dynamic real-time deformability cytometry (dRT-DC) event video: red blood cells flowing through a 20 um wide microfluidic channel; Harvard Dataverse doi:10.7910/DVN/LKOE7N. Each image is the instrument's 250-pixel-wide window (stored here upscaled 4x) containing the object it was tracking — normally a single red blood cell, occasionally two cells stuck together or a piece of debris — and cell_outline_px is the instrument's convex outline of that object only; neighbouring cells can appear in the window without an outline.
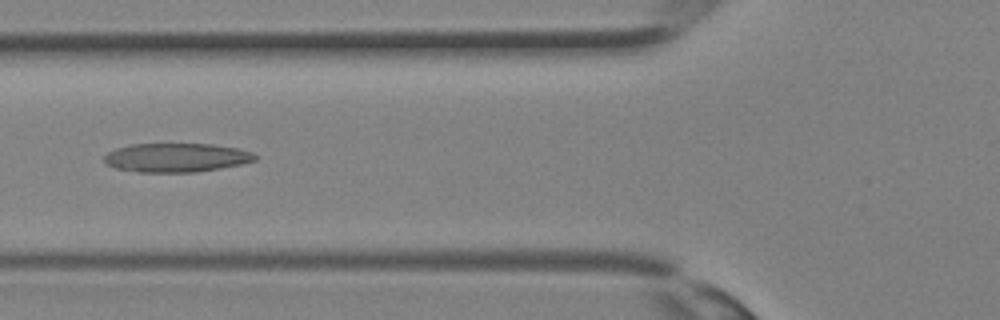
{"species": "Egyptian fruit bat (a non-hibernating species)", "species_latin": "Rousettus aegyptiacus", "temperature_condition": "room temperature", "stored_images_in_passage": 26, "camera_frame_rate_fps": 3000, "um_per_image_px": 0.085, "animal": {"sex": "female"}, "frame": {"image": 1, "passage_image": 9, "time_ms": 2.667, "image_size_px": [1000, 320], "cell_outline_px": [[256, 160], [240, 164], [220, 168], [196, 172], [136, 172], [116, 168], [108, 164], [104, 160], [104, 156], [108, 152], [116, 148], [132, 144], [212, 144], [236, 148], [252, 152], [256, 156]], "centroid_in_image_um": [14.97, 13.4], "position_along_channel_um": 110.8, "area_um2": 25.26}}
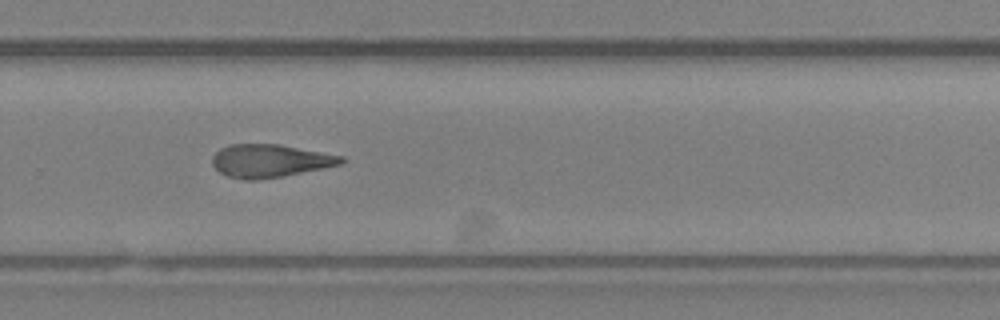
{"frame": {"image": 2, "passage_image": 19, "time_ms": 6.0, "image_size_px": [1000, 320], "cell_outline_px": [[344, 160], [340, 164], [284, 176], [256, 180], [244, 180], [228, 176], [220, 172], [212, 164], [212, 156], [220, 148], [228, 144], [280, 144], [344, 156]], "centroid_in_image_um": [22.91, 13.66], "position_along_channel_um": 306.9, "area_um2": 24.74}}
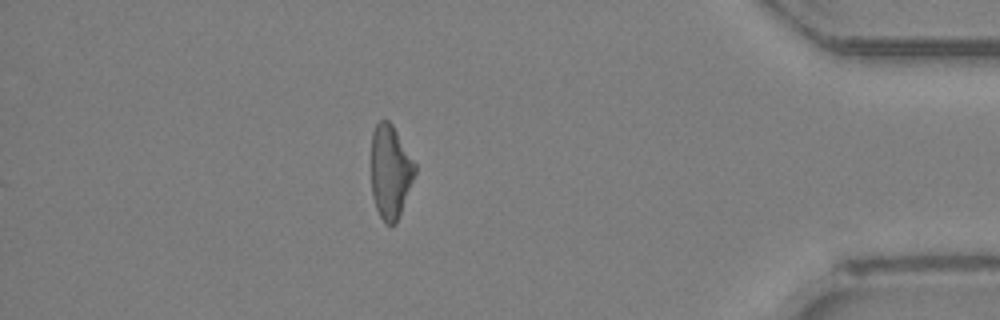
{"frame": {"image": 3, "passage_image": 26, "time_ms": 8.333, "image_size_px": [1000, 320], "cell_outline_px": [[416, 172], [396, 224], [388, 224], [380, 216], [376, 208], [372, 196], [372, 132], [376, 124], [380, 120], [388, 120], [392, 124], [416, 164]], "centroid_in_image_um": [33.18, 14.58], "position_along_channel_um": 402.0, "area_um2": 23.58}}